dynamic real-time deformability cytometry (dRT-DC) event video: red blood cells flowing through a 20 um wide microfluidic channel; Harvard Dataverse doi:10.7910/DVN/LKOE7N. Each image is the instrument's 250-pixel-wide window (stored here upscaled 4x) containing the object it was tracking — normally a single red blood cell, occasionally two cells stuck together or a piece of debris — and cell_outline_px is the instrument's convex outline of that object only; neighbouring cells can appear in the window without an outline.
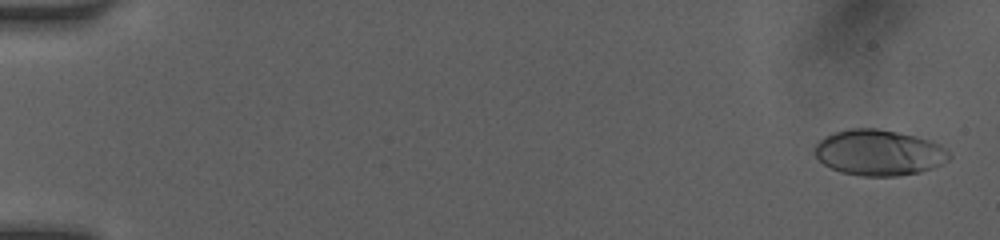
{"species": "human", "species_latin": "Homo sapiens", "temperature_condition": "room temperature", "stored_images_in_passage": 51, "camera_frame_rate_fps": 3000, "um_per_image_px": 0.085, "donor": {"sex": "female"}, "frame": {"image": 1, "passage_image": 2, "time_ms": 0.333, "image_size_px": [1000, 240], "cell_outline_px": [[952, 156], [948, 160], [932, 168], [920, 172], [896, 176], [864, 176], [840, 172], [824, 164], [812, 152], [816, 144], [824, 136], [832, 132], [848, 128], [876, 128], [916, 136], [928, 140], [944, 148]], "centroid_in_image_um": [74.66, 12.97], "position_along_channel_um": 10.3, "area_um2": 35.84}}
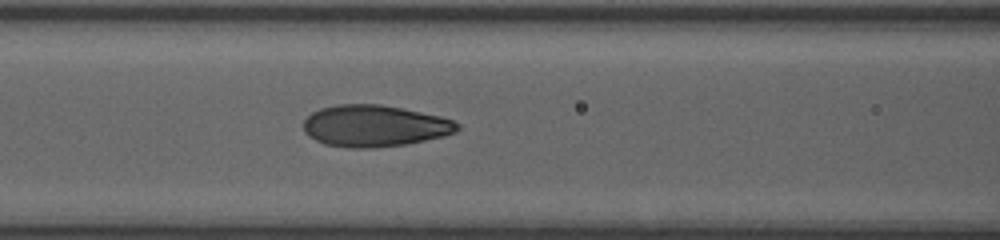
{"frame": {"image": 2, "passage_image": 23, "time_ms": 7.333, "image_size_px": [1000, 240], "cell_outline_px": [[460, 128], [456, 132], [444, 136], [408, 144], [376, 148], [348, 148], [324, 144], [308, 136], [304, 132], [304, 120], [312, 112], [320, 108], [336, 104], [380, 104], [440, 116], [452, 120], [460, 124]], "centroid_in_image_um": [31.83, 10.71], "position_along_channel_um": 134.8, "area_um2": 37.51}}
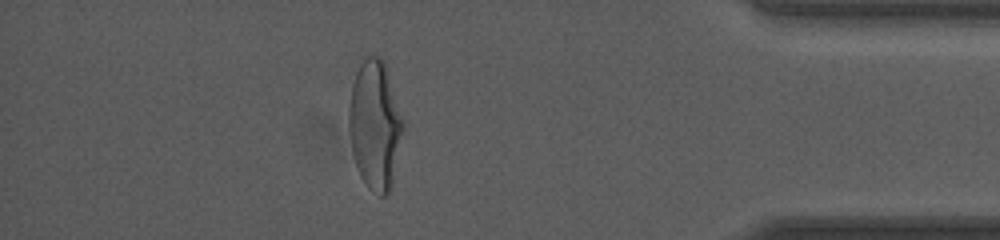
{"frame": {"image": 3, "passage_image": 45, "time_ms": 14.667, "image_size_px": [1000, 240], "cell_outline_px": [[404, 128], [392, 180], [388, 192], [384, 196], [380, 196], [368, 188], [360, 176], [352, 152], [348, 128], [348, 108], [352, 84], [356, 72], [360, 64], [368, 56], [380, 56], [384, 60], [404, 120]], "centroid_in_image_um": [31.86, 10.59], "position_along_channel_um": 403.3, "area_um2": 40.69}, "authors_computed_cell_mechanics": {"area_um2": 36.5296, "velocity_mm_per_s": 4.1259, "shape_relaxation_time_tau1_ms": 4.7539, "shape_relaxation_time_tau2_ms": 0.7216, "deformation_change_tau1": 0.1968, "deformation_change_tau2": 0.0681}}